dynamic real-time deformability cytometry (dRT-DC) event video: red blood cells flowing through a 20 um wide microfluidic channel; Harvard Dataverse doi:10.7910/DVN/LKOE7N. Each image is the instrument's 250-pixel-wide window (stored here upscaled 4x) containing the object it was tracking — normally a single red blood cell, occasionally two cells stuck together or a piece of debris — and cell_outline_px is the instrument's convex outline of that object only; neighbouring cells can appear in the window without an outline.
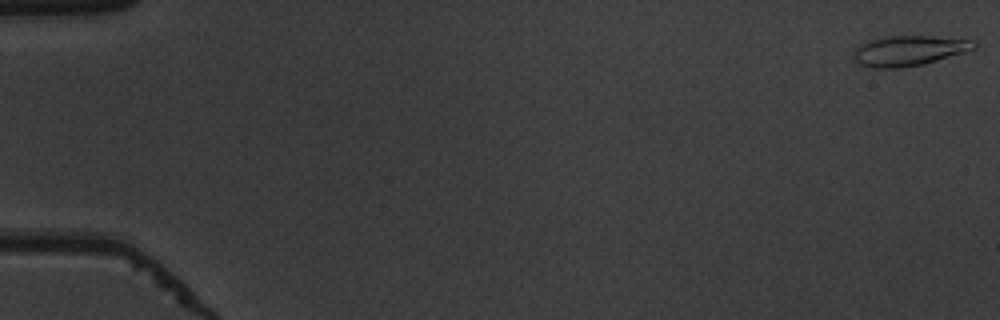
{"species": "common noctule bat (a hibernating species)", "species_latin": "Nyctalus noctula", "temperature_condition": "warm", "stored_images_in_passage": 53, "camera_frame_rate_fps": 3000, "um_per_image_px": 0.085, "animal": {"sex": "male", "body_mass_g": 19.5, "forearm_length_mm": 54.6}, "frame": {"image": 1, "passage_image": 1, "time_ms": 0.0, "image_size_px": [1000, 320], "cell_outline_px": [[976, 48], [964, 52], [924, 64], [900, 68], [872, 68], [860, 64], [852, 56], [852, 52], [860, 44], [868, 40], [888, 36], [932, 36], [976, 40]], "centroid_in_image_um": [77.24, 4.3], "position_along_channel_um": 7.8, "area_um2": 21.27}}
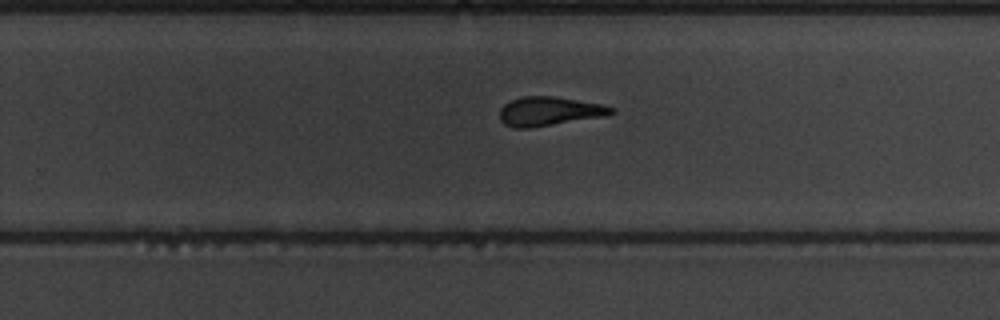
{"frame": {"image": 2, "passage_image": 35, "time_ms": 11.333, "image_size_px": [1000, 320], "cell_outline_px": [[616, 112], [604, 116], [528, 128], [516, 128], [504, 124], [500, 120], [500, 108], [504, 104], [512, 100], [524, 96], [552, 96], [604, 104], [616, 108]], "centroid_in_image_um": [46.7, 9.45], "position_along_channel_um": 283.1, "area_um2": 18.79}}
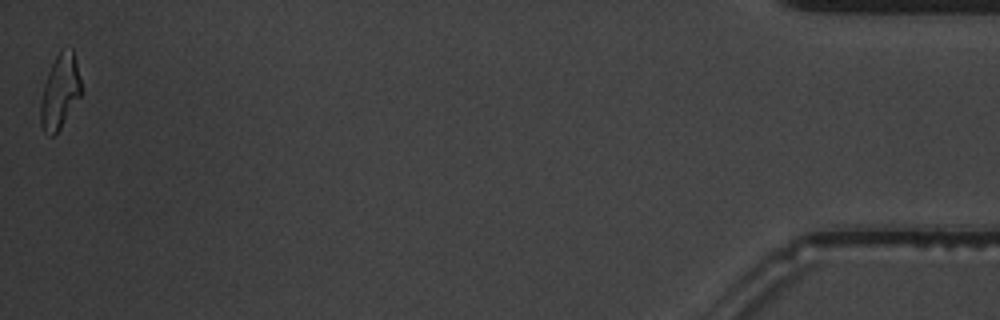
{"frame": {"image": 3, "passage_image": 53, "time_ms": 17.333, "image_size_px": [1000, 320], "cell_outline_px": [[84, 92], [60, 128], [52, 136], [48, 136], [44, 132], [40, 124], [40, 100], [44, 84], [48, 72], [60, 48], [72, 48], [76, 60]], "centroid_in_image_um": [5.11, 7.78], "position_along_channel_um": 430.1, "area_um2": 17.98}, "authors_computed_cell_mechanics": {"area_um2": 19.1896, "velocity_mm_per_s": 3.9051, "shape_relaxation_time_tau1_ms": 6.4469, "shape_relaxation_time_tau2_ms": 2.4714, "deformation_change_tau1": 0.266, "deformation_change_tau2": 0.1369}}